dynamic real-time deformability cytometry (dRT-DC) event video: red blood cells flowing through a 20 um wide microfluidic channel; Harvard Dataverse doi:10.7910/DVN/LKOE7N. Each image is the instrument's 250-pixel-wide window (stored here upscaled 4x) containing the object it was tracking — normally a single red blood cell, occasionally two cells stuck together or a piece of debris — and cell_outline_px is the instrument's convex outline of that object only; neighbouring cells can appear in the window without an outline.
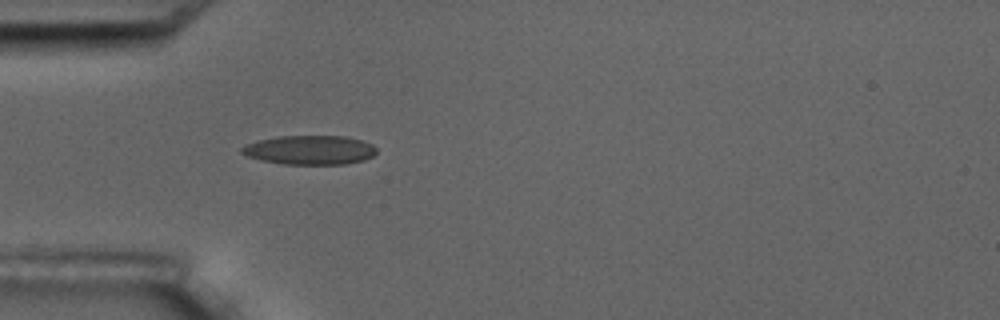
{"species": "common noctule bat (a hibernating species)", "species_latin": "Nyctalus noctula", "temperature_condition": "room temperature", "stored_images_in_passage": 5, "camera_frame_rate_fps": 3000, "um_per_image_px": 0.085, "animal": {"sex": "male", "body_mass_g": 17.5, "forearm_length_mm": 52.3}, "frame": {"image": 1, "passage_image": 5, "time_ms": 4.333, "image_size_px": [1000, 320], "cell_outline_px": [[376, 152], [372, 156], [364, 160], [344, 164], [284, 164], [260, 160], [248, 156], [240, 152], [240, 148], [244, 144], [256, 140], [276, 136], [344, 136], [360, 140], [372, 144], [376, 148]], "centroid_in_image_um": [26.28, 12.74], "position_along_channel_um": 58.7, "area_um2": 23.0}}